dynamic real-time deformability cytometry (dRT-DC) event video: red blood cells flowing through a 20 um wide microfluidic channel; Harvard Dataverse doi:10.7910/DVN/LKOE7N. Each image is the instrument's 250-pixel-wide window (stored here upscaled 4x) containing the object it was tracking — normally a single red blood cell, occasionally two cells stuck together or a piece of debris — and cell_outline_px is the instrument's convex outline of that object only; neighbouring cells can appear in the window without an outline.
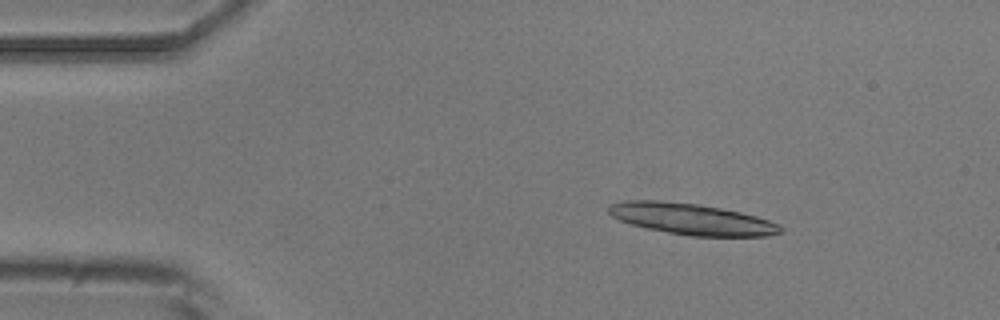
{"species": "common noctule bat (a hibernating species)", "species_latin": "Nyctalus noctula", "temperature_condition": "room temperature", "stored_images_in_passage": 4, "camera_frame_rate_fps": 3000, "um_per_image_px": 0.085, "animal": {"sex": "male", "body_mass_g": 20.5, "forearm_length_mm": 52.5}, "frame": {"image": 1, "passage_image": 2, "time_ms": 1.333, "image_size_px": [1000, 320], "cell_outline_px": [[784, 232], [768, 236], [688, 236], [648, 228], [632, 224], [620, 220], [612, 216], [608, 212], [608, 208], [612, 204], [628, 200], [656, 200], [700, 204], [740, 212], [756, 216], [780, 224], [784, 228]], "centroid_in_image_um": [58.85, 18.62], "position_along_channel_um": 26.2, "area_um2": 31.15}}